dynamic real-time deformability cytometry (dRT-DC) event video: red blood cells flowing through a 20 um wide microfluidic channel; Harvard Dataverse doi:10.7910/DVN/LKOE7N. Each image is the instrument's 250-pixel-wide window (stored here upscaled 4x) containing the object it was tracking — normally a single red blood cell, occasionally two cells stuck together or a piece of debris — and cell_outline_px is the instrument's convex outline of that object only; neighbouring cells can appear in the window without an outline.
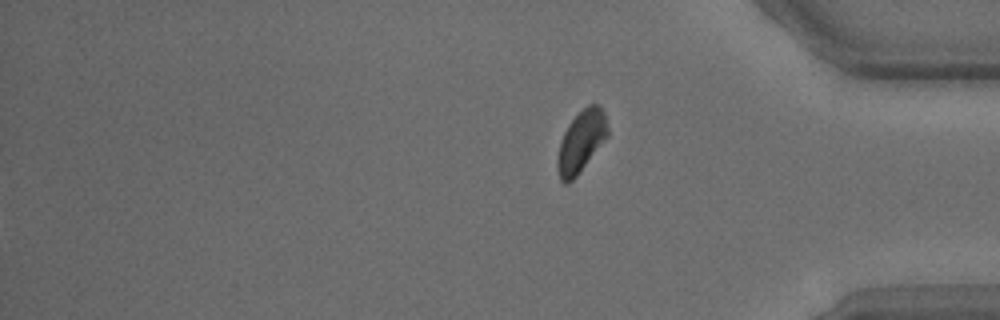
{"species": "common noctule bat (a hibernating species)", "species_latin": "Nyctalus noctula", "temperature_condition": "warm", "stored_images_in_passage": 41, "segment_of_instrument_passage": [2, 2], "camera_frame_rate_fps": 3000, "um_per_image_px": 0.085, "animal": {"sex": "male", "body_mass_g": 15.6}, "frame": {"image": 1, "passage_image": 41, "time_ms": 13.333, "image_size_px": [1000, 320], "cell_outline_px": [[608, 136], [576, 176], [568, 184], [564, 184], [560, 180], [556, 168], [556, 160], [560, 140], [568, 124], [588, 104], [600, 104], [604, 112], [608, 128]], "centroid_in_image_um": [49.37, 12.04], "position_along_channel_um": 385.8, "area_um2": 18.03}}